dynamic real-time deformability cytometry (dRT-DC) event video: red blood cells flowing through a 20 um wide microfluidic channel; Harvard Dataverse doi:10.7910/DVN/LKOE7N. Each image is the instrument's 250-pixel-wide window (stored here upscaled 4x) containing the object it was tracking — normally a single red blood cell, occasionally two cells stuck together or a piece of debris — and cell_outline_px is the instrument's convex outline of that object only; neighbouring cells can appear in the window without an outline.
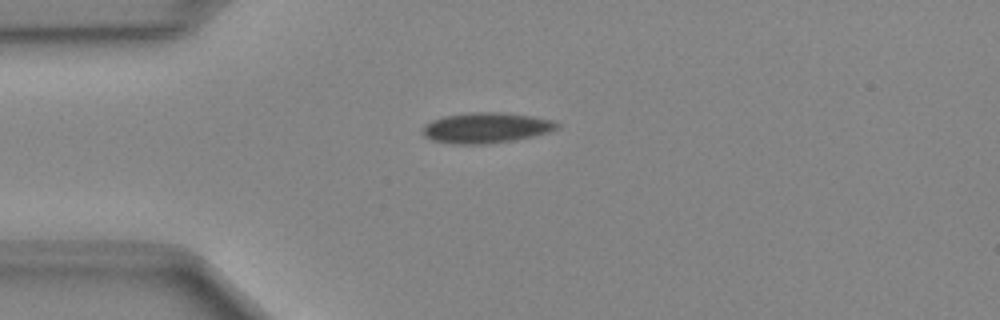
{"species": "Egyptian fruit bat (a non-hibernating species)", "species_latin": "Rousettus aegyptiacus", "temperature_condition": "cold", "stored_images_in_passage": 40, "camera_frame_rate_fps": 3000, "um_per_image_px": 0.085, "animal": {"sex": "female"}, "frame": {"image": 1, "passage_image": 3, "time_ms": 0.667, "image_size_px": [1000, 320], "cell_outline_px": [[560, 128], [548, 132], [532, 136], [512, 140], [488, 144], [452, 144], [432, 140], [424, 136], [420, 128], [424, 124], [432, 120], [444, 116], [472, 112], [500, 112], [532, 116], [552, 120], [560, 124]], "centroid_in_image_um": [41.29, 10.86], "position_along_channel_um": 43.7, "area_um2": 23.99}}
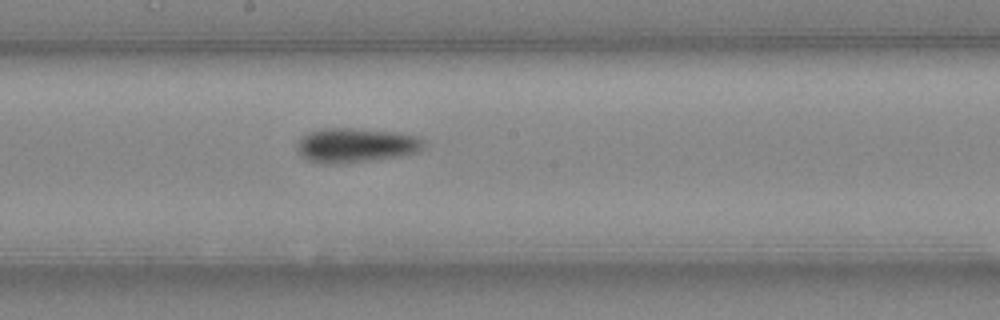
{"frame": {"image": 2, "passage_image": 17, "time_ms": 5.333, "image_size_px": [1000, 320], "cell_outline_px": [[428, 144], [424, 148], [416, 152], [400, 156], [376, 160], [344, 164], [316, 164], [300, 156], [296, 152], [296, 144], [300, 136], [308, 132], [324, 128], [352, 128], [400, 132], [416, 136], [424, 140]], "centroid_in_image_um": [30.21, 12.36], "position_along_channel_um": 218.0, "area_um2": 26.3}}
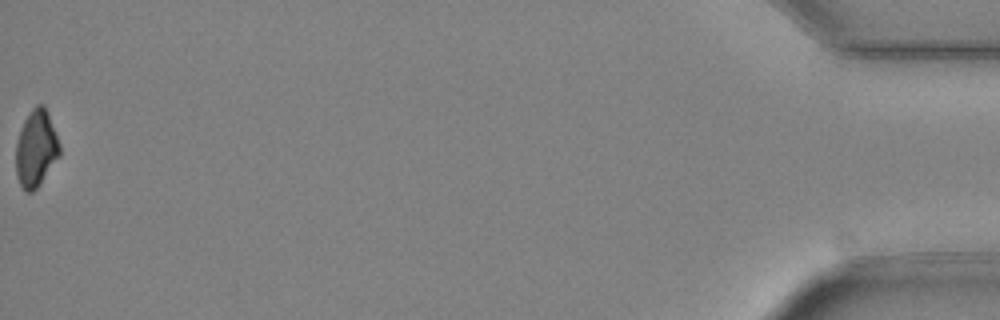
{"frame": {"image": 3, "passage_image": 40, "time_ms": 13.0, "image_size_px": [1000, 320], "cell_outline_px": [[60, 156], [40, 184], [32, 192], [24, 192], [16, 176], [16, 144], [24, 120], [28, 112], [36, 104], [44, 104], [48, 112], [60, 144]], "centroid_in_image_um": [3.07, 12.62], "position_along_channel_um": 432.1, "area_um2": 19.71}}